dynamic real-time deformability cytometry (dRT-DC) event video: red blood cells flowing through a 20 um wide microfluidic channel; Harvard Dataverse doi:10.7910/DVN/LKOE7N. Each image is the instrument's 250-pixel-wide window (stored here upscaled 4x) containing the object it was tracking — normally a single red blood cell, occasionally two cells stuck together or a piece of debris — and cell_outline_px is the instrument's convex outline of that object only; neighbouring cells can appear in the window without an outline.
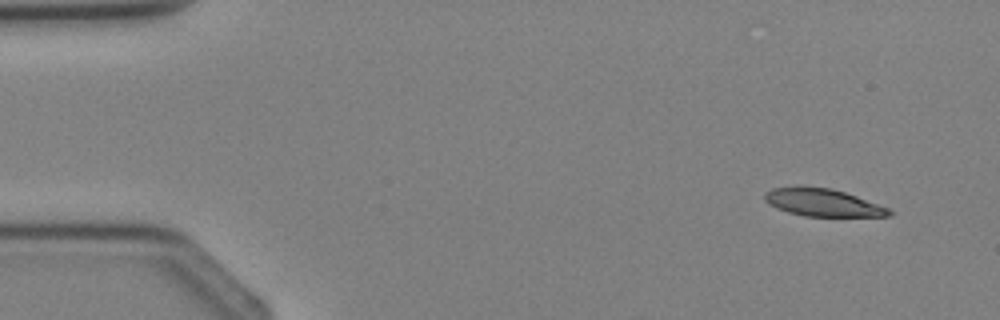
{"species": "Egyptian fruit bat (a non-hibernating species)", "species_latin": "Rousettus aegyptiacus", "temperature_condition": "cold", "stored_images_in_passage": 3, "camera_frame_rate_fps": 3000, "um_per_image_px": 0.085, "animal": {"sex": "female"}, "frame": {"image": 1, "passage_image": 1, "time_ms": 0.0, "image_size_px": [1000, 320], "cell_outline_px": [[892, 216], [804, 216], [788, 212], [776, 208], [764, 200], [764, 192], [772, 188], [832, 188], [856, 196], [888, 208], [892, 212]], "centroid_in_image_um": [69.93, 17.24], "position_along_channel_um": 15.1, "area_um2": 19.42}}
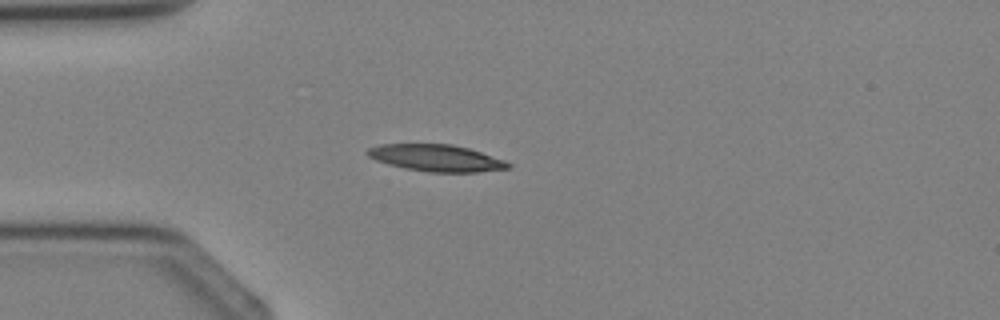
{"frame": {"image": 2, "passage_image": 3, "time_ms": 2.333, "image_size_px": [1000, 320], "cell_outline_px": [[512, 168], [476, 172], [428, 172], [404, 168], [388, 164], [376, 160], [368, 156], [364, 152], [368, 148], [380, 144], [452, 144], [468, 148], [504, 160], [512, 164]], "centroid_in_image_um": [37.07, 13.43], "position_along_channel_um": 47.9, "area_um2": 21.96}}